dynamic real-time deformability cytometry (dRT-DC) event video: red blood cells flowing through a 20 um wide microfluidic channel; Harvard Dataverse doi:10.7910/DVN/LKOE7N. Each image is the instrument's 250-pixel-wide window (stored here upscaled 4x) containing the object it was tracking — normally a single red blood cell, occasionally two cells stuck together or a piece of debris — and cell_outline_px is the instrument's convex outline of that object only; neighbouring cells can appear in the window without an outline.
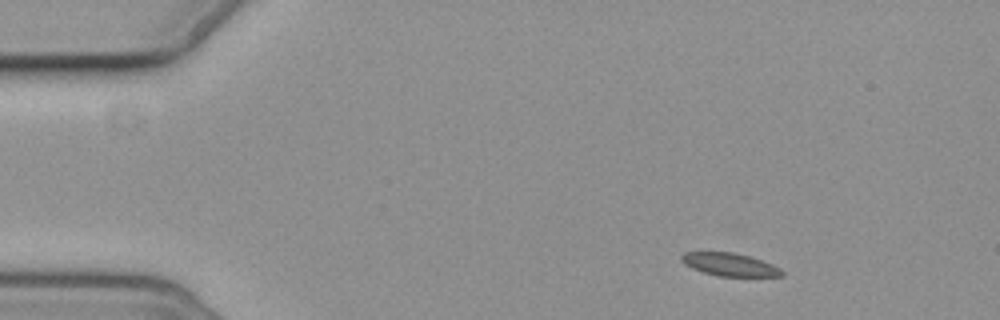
{"species": "common noctule bat (a hibernating species)", "species_latin": "Nyctalus noctula", "temperature_condition": "cold", "stored_images_in_passage": 5, "camera_frame_rate_fps": 3000, "um_per_image_px": 0.085, "animal": {"sex": "female", "body_mass_g": 19.3, "forearm_length_mm": 54.1}, "frame": {"image": 1, "passage_image": 1, "time_ms": 0.0, "image_size_px": [1000, 320], "cell_outline_px": [[784, 276], [720, 276], [704, 272], [692, 268], [684, 264], [680, 260], [680, 256], [684, 252], [732, 252], [752, 256], [772, 264], [780, 268], [784, 272]], "centroid_in_image_um": [62.03, 22.47], "position_along_channel_um": 23.0, "area_um2": 13.47}}
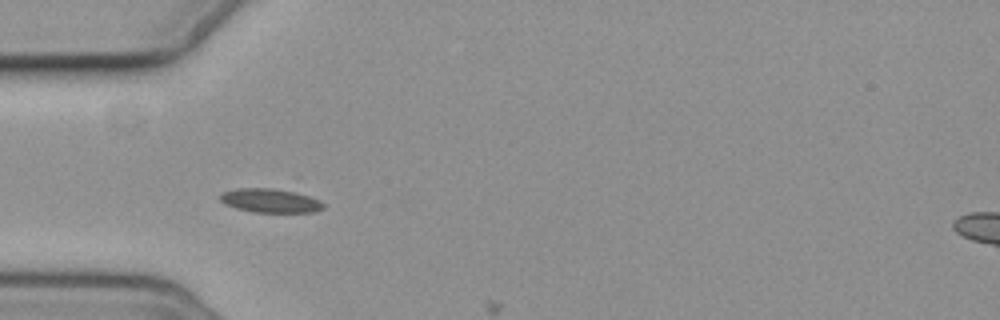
{"frame": {"image": 2, "passage_image": 4, "time_ms": 3.333, "image_size_px": [1000, 320], "cell_outline_px": [[324, 208], [316, 212], [256, 212], [236, 208], [224, 204], [220, 200], [220, 192], [236, 188], [272, 188], [296, 192], [320, 200], [324, 204]], "centroid_in_image_um": [22.95, 17.05], "position_along_channel_um": 62.0, "area_um2": 14.45}}